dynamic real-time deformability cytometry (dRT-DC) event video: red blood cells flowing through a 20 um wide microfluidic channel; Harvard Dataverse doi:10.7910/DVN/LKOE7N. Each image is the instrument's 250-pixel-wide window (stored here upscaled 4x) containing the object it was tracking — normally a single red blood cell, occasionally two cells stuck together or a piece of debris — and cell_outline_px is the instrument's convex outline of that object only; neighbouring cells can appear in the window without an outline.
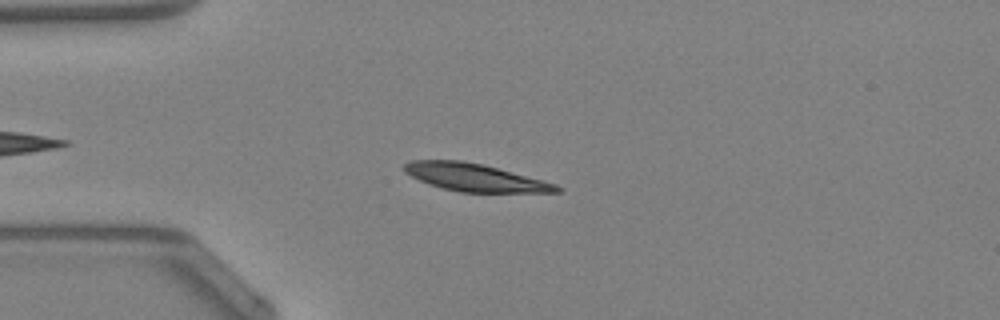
{"species": "Egyptian fruit bat (a non-hibernating species)", "species_latin": "Rousettus aegyptiacus", "temperature_condition": "warm", "stored_images_in_passage": 42, "camera_frame_rate_fps": 3000, "um_per_image_px": 0.085, "animal": {"sex": "female"}, "frame": {"image": 1, "passage_image": 7, "time_ms": 2.0, "image_size_px": [1000, 320], "cell_outline_px": [[564, 188], [560, 192], [460, 192], [428, 184], [404, 172], [404, 164], [412, 160], [460, 160], [484, 164], [556, 184]], "centroid_in_image_um": [40.37, 15.08], "position_along_channel_um": 44.6, "area_um2": 24.33}}
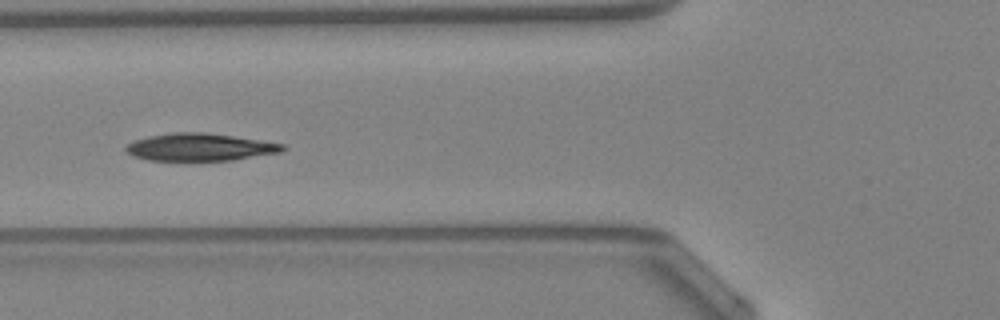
{"frame": {"image": 2, "passage_image": 13, "time_ms": 4.0, "image_size_px": [1000, 320], "cell_outline_px": [[288, 148], [280, 152], [232, 160], [148, 160], [132, 156], [124, 148], [128, 144], [136, 140], [148, 136], [176, 132], [204, 132], [260, 140], [284, 144]], "centroid_in_image_um": [17.0, 12.5], "position_along_channel_um": 108.8, "area_um2": 24.85}, "authors_computed_cell_mechanics": {"area_um2": 24.8251, "velocity_mm_per_s": 4.2393, "shape_relaxation_time_tau1_ms": 4.19, "shape_relaxation_time_tau2_ms": null, "deformation_change_tau1": 0.1293, "deformation_change_tau2": null}}